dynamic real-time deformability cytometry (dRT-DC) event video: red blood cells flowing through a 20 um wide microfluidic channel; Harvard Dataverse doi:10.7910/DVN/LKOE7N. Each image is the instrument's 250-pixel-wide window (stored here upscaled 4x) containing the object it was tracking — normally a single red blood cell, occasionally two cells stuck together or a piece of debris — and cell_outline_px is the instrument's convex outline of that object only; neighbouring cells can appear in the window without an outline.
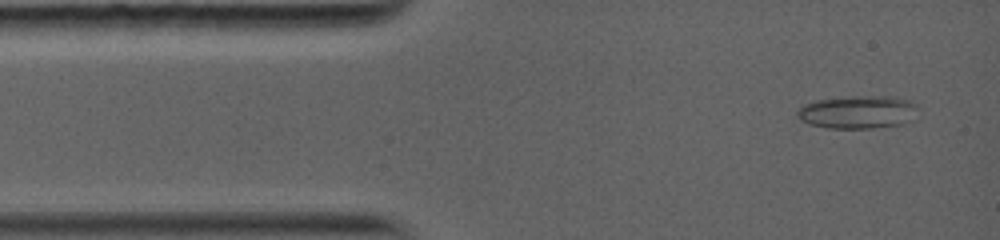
{"species": "common noctule bat (a hibernating species)", "species_latin": "Nyctalus noctula", "temperature_condition": "warm", "stored_images_in_passage": 52, "camera_frame_rate_fps": 5000, "um_per_image_px": 0.085, "animal": {"sex": "female", "body_mass_g": 19.0, "forearm_length_mm": 56.7}, "frame": {"image": 1, "passage_image": 2, "time_ms": 0.6, "image_size_px": [1000, 240], "cell_outline_px": [[916, 108], [912, 120], [904, 124], [868, 128], [828, 128], [808, 124], [800, 120], [796, 116], [796, 112], [804, 104], [816, 100], [852, 96], [892, 96], [908, 100], [916, 104]], "centroid_in_image_um": [72.88, 9.53], "position_along_channel_um": 12.1, "area_um2": 23.24}}
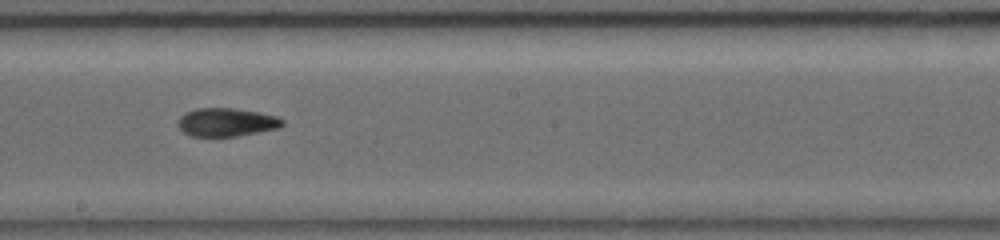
{"frame": {"image": 2, "passage_image": 24, "time_ms": 7.2, "image_size_px": [1000, 240], "cell_outline_px": [[284, 124], [276, 128], [236, 136], [192, 136], [184, 132], [176, 124], [180, 116], [184, 112], [196, 108], [236, 108], [260, 112], [276, 116], [284, 120]], "centroid_in_image_um": [19.21, 10.37], "position_along_channel_um": 229.0, "area_um2": 17.22}}
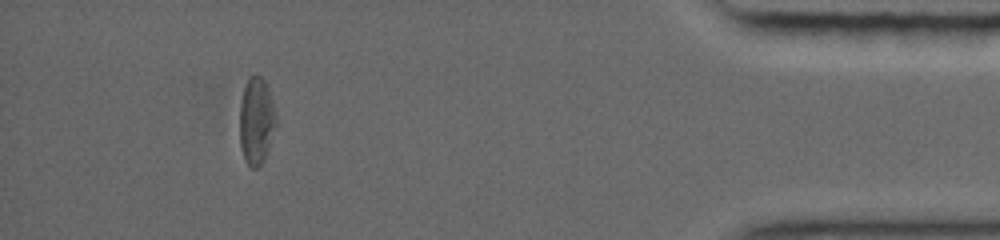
{"frame": {"image": 3, "passage_image": 44, "time_ms": 13.2, "image_size_px": [1000, 240], "cell_outline_px": [[276, 124], [264, 160], [256, 168], [252, 168], [244, 160], [240, 144], [240, 104], [244, 88], [248, 76], [260, 76], [264, 80], [268, 88], [276, 116]], "centroid_in_image_um": [21.77, 10.28], "position_along_channel_um": 413.4, "area_um2": 18.21}, "authors_computed_cell_mechanics": {"area_um2": 17.8313, "velocity_mm_per_s": 4.124, "shape_relaxation_time_tau1_ms": 6.4574, "shape_relaxation_time_tau2_ms": 4.7952, "deformation_change_tau1": 0.1755, "deformation_change_tau2": 0.1203}}